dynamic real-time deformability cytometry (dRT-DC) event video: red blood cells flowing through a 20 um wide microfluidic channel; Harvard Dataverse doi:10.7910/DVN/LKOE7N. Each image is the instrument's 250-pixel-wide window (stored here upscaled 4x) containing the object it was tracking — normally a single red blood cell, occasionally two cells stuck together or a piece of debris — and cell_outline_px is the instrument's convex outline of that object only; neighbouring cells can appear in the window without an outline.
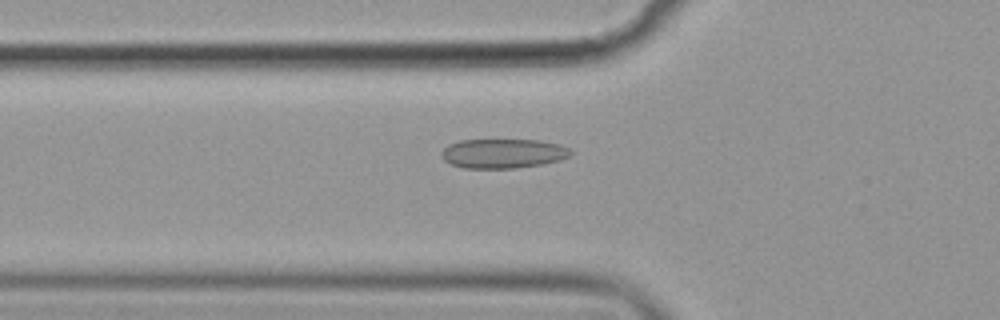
{"species": "common noctule bat (a hibernating species)", "species_latin": "Nyctalus noctula", "temperature_condition": "cold", "stored_images_in_passage": 48, "camera_frame_rate_fps": 3000, "um_per_image_px": 0.085, "animal": {"sex": "female", "body_mass_g": 19.9}, "frame": {"image": 1, "passage_image": 12, "time_ms": 3.667, "image_size_px": [1000, 320], "cell_outline_px": [[572, 152], [568, 156], [560, 160], [540, 164], [516, 168], [464, 168], [452, 164], [444, 160], [440, 156], [440, 152], [448, 144], [460, 140], [540, 140], [560, 144], [568, 148]], "centroid_in_image_um": [42.72, 13.04], "position_along_channel_um": 83.1, "area_um2": 22.14}}
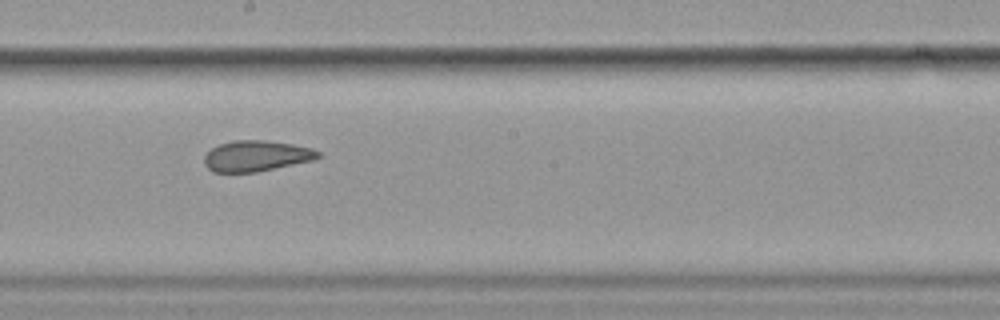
{"frame": {"image": 2, "passage_image": 24, "time_ms": 7.667, "image_size_px": [1000, 320], "cell_outline_px": [[320, 156], [312, 160], [256, 172], [212, 172], [204, 164], [204, 156], [212, 148], [220, 144], [236, 140], [260, 140], [292, 144], [312, 148], [320, 152]], "centroid_in_image_um": [21.76, 13.26], "position_along_channel_um": 226.4, "area_um2": 20.17}}
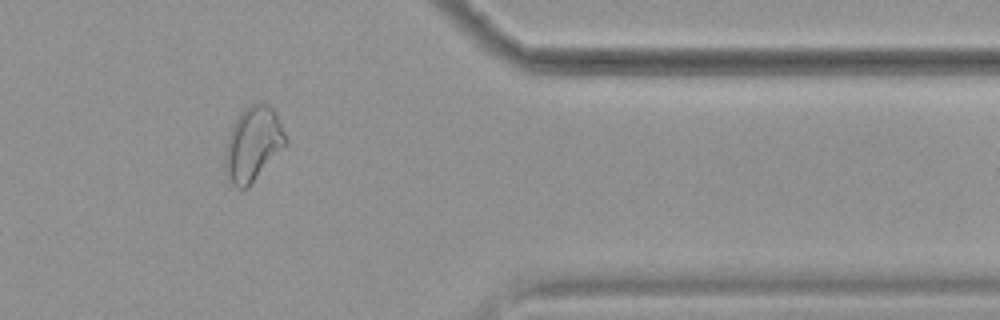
{"frame": {"image": 3, "passage_image": 39, "time_ms": 12.667, "image_size_px": [1000, 320], "cell_outline_px": [[288, 144], [248, 188], [236, 188], [232, 184], [224, 172], [224, 156], [228, 136], [240, 112], [244, 108], [252, 104], [268, 104], [276, 112], [288, 140]], "centroid_in_image_um": [21.51, 12.28], "position_along_channel_um": 389.9, "area_um2": 26.47}, "authors_computed_cell_mechanics": {"area_um2": 22.3397, "velocity_mm_per_s": 3.586, "shape_relaxation_time_tau1_ms": 5.0588, "shape_relaxation_time_tau2_ms": 2.4193, "deformation_change_tau1": 0.1005, "deformation_change_tau2": 0.0709}}